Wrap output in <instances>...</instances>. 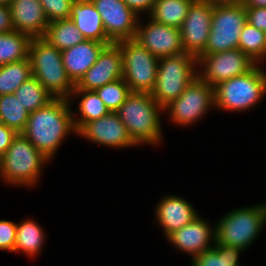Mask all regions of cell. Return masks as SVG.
<instances>
[{
    "instance_id": "1",
    "label": "cell",
    "mask_w": 266,
    "mask_h": 266,
    "mask_svg": "<svg viewBox=\"0 0 266 266\" xmlns=\"http://www.w3.org/2000/svg\"><path fill=\"white\" fill-rule=\"evenodd\" d=\"M71 106L69 99L54 98L46 106L29 114L22 134L49 160L56 156L70 133L77 134Z\"/></svg>"
},
{
    "instance_id": "2",
    "label": "cell",
    "mask_w": 266,
    "mask_h": 266,
    "mask_svg": "<svg viewBox=\"0 0 266 266\" xmlns=\"http://www.w3.org/2000/svg\"><path fill=\"white\" fill-rule=\"evenodd\" d=\"M116 113L137 146L161 143L164 112L151 93L131 92Z\"/></svg>"
},
{
    "instance_id": "3",
    "label": "cell",
    "mask_w": 266,
    "mask_h": 266,
    "mask_svg": "<svg viewBox=\"0 0 266 266\" xmlns=\"http://www.w3.org/2000/svg\"><path fill=\"white\" fill-rule=\"evenodd\" d=\"M47 159L22 133H17L0 157V178L8 185L37 186Z\"/></svg>"
},
{
    "instance_id": "4",
    "label": "cell",
    "mask_w": 266,
    "mask_h": 266,
    "mask_svg": "<svg viewBox=\"0 0 266 266\" xmlns=\"http://www.w3.org/2000/svg\"><path fill=\"white\" fill-rule=\"evenodd\" d=\"M261 66L256 64L245 74L215 85V108L234 113L249 111L259 104L266 95V70Z\"/></svg>"
},
{
    "instance_id": "5",
    "label": "cell",
    "mask_w": 266,
    "mask_h": 266,
    "mask_svg": "<svg viewBox=\"0 0 266 266\" xmlns=\"http://www.w3.org/2000/svg\"><path fill=\"white\" fill-rule=\"evenodd\" d=\"M28 58L32 76L35 77L54 98L69 99L75 88L63 66L61 51L43 37L32 38Z\"/></svg>"
},
{
    "instance_id": "6",
    "label": "cell",
    "mask_w": 266,
    "mask_h": 266,
    "mask_svg": "<svg viewBox=\"0 0 266 266\" xmlns=\"http://www.w3.org/2000/svg\"><path fill=\"white\" fill-rule=\"evenodd\" d=\"M215 224V244L245 251L266 225V202L233 209L222 215Z\"/></svg>"
},
{
    "instance_id": "7",
    "label": "cell",
    "mask_w": 266,
    "mask_h": 266,
    "mask_svg": "<svg viewBox=\"0 0 266 266\" xmlns=\"http://www.w3.org/2000/svg\"><path fill=\"white\" fill-rule=\"evenodd\" d=\"M196 77H198L196 56L183 52L161 57L151 95L164 108L176 100Z\"/></svg>"
},
{
    "instance_id": "8",
    "label": "cell",
    "mask_w": 266,
    "mask_h": 266,
    "mask_svg": "<svg viewBox=\"0 0 266 266\" xmlns=\"http://www.w3.org/2000/svg\"><path fill=\"white\" fill-rule=\"evenodd\" d=\"M246 23L247 13L241 1L213 5L211 30L201 54L238 48L240 34Z\"/></svg>"
},
{
    "instance_id": "9",
    "label": "cell",
    "mask_w": 266,
    "mask_h": 266,
    "mask_svg": "<svg viewBox=\"0 0 266 266\" xmlns=\"http://www.w3.org/2000/svg\"><path fill=\"white\" fill-rule=\"evenodd\" d=\"M116 44L122 54L123 80L130 91L151 93L157 79L159 58L134 39L118 41Z\"/></svg>"
},
{
    "instance_id": "10",
    "label": "cell",
    "mask_w": 266,
    "mask_h": 266,
    "mask_svg": "<svg viewBox=\"0 0 266 266\" xmlns=\"http://www.w3.org/2000/svg\"><path fill=\"white\" fill-rule=\"evenodd\" d=\"M215 109L214 87L196 77L174 101L163 108L175 125L190 126Z\"/></svg>"
},
{
    "instance_id": "11",
    "label": "cell",
    "mask_w": 266,
    "mask_h": 266,
    "mask_svg": "<svg viewBox=\"0 0 266 266\" xmlns=\"http://www.w3.org/2000/svg\"><path fill=\"white\" fill-rule=\"evenodd\" d=\"M257 63L239 48L197 57L198 77L211 86L250 71ZM200 69V70H199Z\"/></svg>"
},
{
    "instance_id": "12",
    "label": "cell",
    "mask_w": 266,
    "mask_h": 266,
    "mask_svg": "<svg viewBox=\"0 0 266 266\" xmlns=\"http://www.w3.org/2000/svg\"><path fill=\"white\" fill-rule=\"evenodd\" d=\"M140 20L141 18L138 20L134 40L151 54L161 58L184 52L180 28L158 23L148 16L144 25Z\"/></svg>"
},
{
    "instance_id": "13",
    "label": "cell",
    "mask_w": 266,
    "mask_h": 266,
    "mask_svg": "<svg viewBox=\"0 0 266 266\" xmlns=\"http://www.w3.org/2000/svg\"><path fill=\"white\" fill-rule=\"evenodd\" d=\"M100 13L107 37L116 43L134 39L140 16L123 0H91Z\"/></svg>"
},
{
    "instance_id": "14",
    "label": "cell",
    "mask_w": 266,
    "mask_h": 266,
    "mask_svg": "<svg viewBox=\"0 0 266 266\" xmlns=\"http://www.w3.org/2000/svg\"><path fill=\"white\" fill-rule=\"evenodd\" d=\"M213 4L194 1L180 27L184 52L198 57L205 49L211 30Z\"/></svg>"
},
{
    "instance_id": "15",
    "label": "cell",
    "mask_w": 266,
    "mask_h": 266,
    "mask_svg": "<svg viewBox=\"0 0 266 266\" xmlns=\"http://www.w3.org/2000/svg\"><path fill=\"white\" fill-rule=\"evenodd\" d=\"M75 135L113 149L137 146L117 113L111 111L99 119L86 123Z\"/></svg>"
},
{
    "instance_id": "16",
    "label": "cell",
    "mask_w": 266,
    "mask_h": 266,
    "mask_svg": "<svg viewBox=\"0 0 266 266\" xmlns=\"http://www.w3.org/2000/svg\"><path fill=\"white\" fill-rule=\"evenodd\" d=\"M121 78H123L121 49L116 43H112L101 51L96 62L87 70L74 89L95 91Z\"/></svg>"
},
{
    "instance_id": "17",
    "label": "cell",
    "mask_w": 266,
    "mask_h": 266,
    "mask_svg": "<svg viewBox=\"0 0 266 266\" xmlns=\"http://www.w3.org/2000/svg\"><path fill=\"white\" fill-rule=\"evenodd\" d=\"M200 215L191 223L170 234L166 239L180 252L191 256V261L215 245V225Z\"/></svg>"
},
{
    "instance_id": "18",
    "label": "cell",
    "mask_w": 266,
    "mask_h": 266,
    "mask_svg": "<svg viewBox=\"0 0 266 266\" xmlns=\"http://www.w3.org/2000/svg\"><path fill=\"white\" fill-rule=\"evenodd\" d=\"M182 196L165 195L155 206L156 223L163 229L165 238L191 223L199 214Z\"/></svg>"
},
{
    "instance_id": "19",
    "label": "cell",
    "mask_w": 266,
    "mask_h": 266,
    "mask_svg": "<svg viewBox=\"0 0 266 266\" xmlns=\"http://www.w3.org/2000/svg\"><path fill=\"white\" fill-rule=\"evenodd\" d=\"M9 7L14 30L31 38L44 37L49 22L40 0H13Z\"/></svg>"
},
{
    "instance_id": "20",
    "label": "cell",
    "mask_w": 266,
    "mask_h": 266,
    "mask_svg": "<svg viewBox=\"0 0 266 266\" xmlns=\"http://www.w3.org/2000/svg\"><path fill=\"white\" fill-rule=\"evenodd\" d=\"M106 46V43L85 39L82 43L61 51L63 66L75 85L96 62Z\"/></svg>"
},
{
    "instance_id": "21",
    "label": "cell",
    "mask_w": 266,
    "mask_h": 266,
    "mask_svg": "<svg viewBox=\"0 0 266 266\" xmlns=\"http://www.w3.org/2000/svg\"><path fill=\"white\" fill-rule=\"evenodd\" d=\"M70 19L85 39L107 45L113 43L107 37L101 15L91 0H75L72 3Z\"/></svg>"
},
{
    "instance_id": "22",
    "label": "cell",
    "mask_w": 266,
    "mask_h": 266,
    "mask_svg": "<svg viewBox=\"0 0 266 266\" xmlns=\"http://www.w3.org/2000/svg\"><path fill=\"white\" fill-rule=\"evenodd\" d=\"M79 98L78 110L79 118L73 112V124L76 132H78L86 123L99 119L107 115L110 110L105 106L95 91H86L83 89H74L69 101ZM75 114V115H74Z\"/></svg>"
},
{
    "instance_id": "23",
    "label": "cell",
    "mask_w": 266,
    "mask_h": 266,
    "mask_svg": "<svg viewBox=\"0 0 266 266\" xmlns=\"http://www.w3.org/2000/svg\"><path fill=\"white\" fill-rule=\"evenodd\" d=\"M45 231L37 221L26 218L17 223L14 252H21L29 258L37 257L44 245Z\"/></svg>"
},
{
    "instance_id": "24",
    "label": "cell",
    "mask_w": 266,
    "mask_h": 266,
    "mask_svg": "<svg viewBox=\"0 0 266 266\" xmlns=\"http://www.w3.org/2000/svg\"><path fill=\"white\" fill-rule=\"evenodd\" d=\"M194 0H156L148 17L158 23L180 28Z\"/></svg>"
},
{
    "instance_id": "25",
    "label": "cell",
    "mask_w": 266,
    "mask_h": 266,
    "mask_svg": "<svg viewBox=\"0 0 266 266\" xmlns=\"http://www.w3.org/2000/svg\"><path fill=\"white\" fill-rule=\"evenodd\" d=\"M43 38L59 51L71 48L85 40L71 19H59L49 22Z\"/></svg>"
},
{
    "instance_id": "26",
    "label": "cell",
    "mask_w": 266,
    "mask_h": 266,
    "mask_svg": "<svg viewBox=\"0 0 266 266\" xmlns=\"http://www.w3.org/2000/svg\"><path fill=\"white\" fill-rule=\"evenodd\" d=\"M31 37L14 30L0 33V65L27 59Z\"/></svg>"
},
{
    "instance_id": "27",
    "label": "cell",
    "mask_w": 266,
    "mask_h": 266,
    "mask_svg": "<svg viewBox=\"0 0 266 266\" xmlns=\"http://www.w3.org/2000/svg\"><path fill=\"white\" fill-rule=\"evenodd\" d=\"M30 112L22 105L14 93L0 95V117L2 124L22 133L26 127Z\"/></svg>"
},
{
    "instance_id": "28",
    "label": "cell",
    "mask_w": 266,
    "mask_h": 266,
    "mask_svg": "<svg viewBox=\"0 0 266 266\" xmlns=\"http://www.w3.org/2000/svg\"><path fill=\"white\" fill-rule=\"evenodd\" d=\"M32 77L29 58L0 65V95L12 94Z\"/></svg>"
},
{
    "instance_id": "29",
    "label": "cell",
    "mask_w": 266,
    "mask_h": 266,
    "mask_svg": "<svg viewBox=\"0 0 266 266\" xmlns=\"http://www.w3.org/2000/svg\"><path fill=\"white\" fill-rule=\"evenodd\" d=\"M243 250L237 247L215 244L211 249L196 256L191 266H242L239 255Z\"/></svg>"
},
{
    "instance_id": "30",
    "label": "cell",
    "mask_w": 266,
    "mask_h": 266,
    "mask_svg": "<svg viewBox=\"0 0 266 266\" xmlns=\"http://www.w3.org/2000/svg\"><path fill=\"white\" fill-rule=\"evenodd\" d=\"M14 95L19 98V101L30 113L46 106L54 99L46 88L33 76L22 83L14 92Z\"/></svg>"
},
{
    "instance_id": "31",
    "label": "cell",
    "mask_w": 266,
    "mask_h": 266,
    "mask_svg": "<svg viewBox=\"0 0 266 266\" xmlns=\"http://www.w3.org/2000/svg\"><path fill=\"white\" fill-rule=\"evenodd\" d=\"M238 48L257 64H263L266 60L265 31L247 22L241 31Z\"/></svg>"
},
{
    "instance_id": "32",
    "label": "cell",
    "mask_w": 266,
    "mask_h": 266,
    "mask_svg": "<svg viewBox=\"0 0 266 266\" xmlns=\"http://www.w3.org/2000/svg\"><path fill=\"white\" fill-rule=\"evenodd\" d=\"M95 92L111 112H116L131 93L128 84L123 78L109 82L97 88Z\"/></svg>"
},
{
    "instance_id": "33",
    "label": "cell",
    "mask_w": 266,
    "mask_h": 266,
    "mask_svg": "<svg viewBox=\"0 0 266 266\" xmlns=\"http://www.w3.org/2000/svg\"><path fill=\"white\" fill-rule=\"evenodd\" d=\"M75 0H40L48 22L70 19L72 3Z\"/></svg>"
},
{
    "instance_id": "34",
    "label": "cell",
    "mask_w": 266,
    "mask_h": 266,
    "mask_svg": "<svg viewBox=\"0 0 266 266\" xmlns=\"http://www.w3.org/2000/svg\"><path fill=\"white\" fill-rule=\"evenodd\" d=\"M17 222L0 220V250L14 253Z\"/></svg>"
},
{
    "instance_id": "35",
    "label": "cell",
    "mask_w": 266,
    "mask_h": 266,
    "mask_svg": "<svg viewBox=\"0 0 266 266\" xmlns=\"http://www.w3.org/2000/svg\"><path fill=\"white\" fill-rule=\"evenodd\" d=\"M247 22L257 29L266 32V7L245 8Z\"/></svg>"
},
{
    "instance_id": "36",
    "label": "cell",
    "mask_w": 266,
    "mask_h": 266,
    "mask_svg": "<svg viewBox=\"0 0 266 266\" xmlns=\"http://www.w3.org/2000/svg\"><path fill=\"white\" fill-rule=\"evenodd\" d=\"M17 133L4 124L0 125V157L3 156Z\"/></svg>"
},
{
    "instance_id": "37",
    "label": "cell",
    "mask_w": 266,
    "mask_h": 266,
    "mask_svg": "<svg viewBox=\"0 0 266 266\" xmlns=\"http://www.w3.org/2000/svg\"><path fill=\"white\" fill-rule=\"evenodd\" d=\"M136 14L149 15L156 0H123Z\"/></svg>"
},
{
    "instance_id": "38",
    "label": "cell",
    "mask_w": 266,
    "mask_h": 266,
    "mask_svg": "<svg viewBox=\"0 0 266 266\" xmlns=\"http://www.w3.org/2000/svg\"><path fill=\"white\" fill-rule=\"evenodd\" d=\"M14 31L11 10L9 6L0 5V33Z\"/></svg>"
},
{
    "instance_id": "39",
    "label": "cell",
    "mask_w": 266,
    "mask_h": 266,
    "mask_svg": "<svg viewBox=\"0 0 266 266\" xmlns=\"http://www.w3.org/2000/svg\"><path fill=\"white\" fill-rule=\"evenodd\" d=\"M245 8L266 7V0H241Z\"/></svg>"
},
{
    "instance_id": "40",
    "label": "cell",
    "mask_w": 266,
    "mask_h": 266,
    "mask_svg": "<svg viewBox=\"0 0 266 266\" xmlns=\"http://www.w3.org/2000/svg\"><path fill=\"white\" fill-rule=\"evenodd\" d=\"M241 0H197V2H202V3H209V4H224V3H234V2H239Z\"/></svg>"
},
{
    "instance_id": "41",
    "label": "cell",
    "mask_w": 266,
    "mask_h": 266,
    "mask_svg": "<svg viewBox=\"0 0 266 266\" xmlns=\"http://www.w3.org/2000/svg\"><path fill=\"white\" fill-rule=\"evenodd\" d=\"M13 0H0V5L9 6Z\"/></svg>"
}]
</instances>
